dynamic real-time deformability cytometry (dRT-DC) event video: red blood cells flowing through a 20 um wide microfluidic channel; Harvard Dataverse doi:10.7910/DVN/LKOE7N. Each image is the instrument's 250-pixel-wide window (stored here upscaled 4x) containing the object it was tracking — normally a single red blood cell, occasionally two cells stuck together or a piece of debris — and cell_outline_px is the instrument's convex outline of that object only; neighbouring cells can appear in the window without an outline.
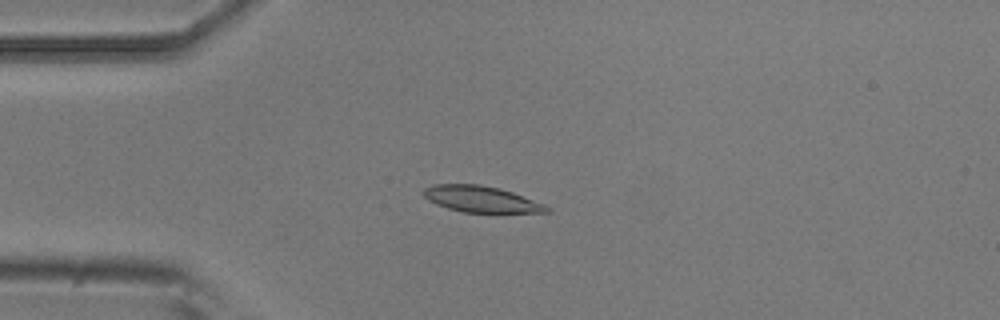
{"species": "common noctule bat (a hibernating species)", "species_latin": "Nyctalus noctula", "temperature_condition": "room temperature", "stored_images_in_passage": 6, "camera_frame_rate_fps": 3000, "um_per_image_px": 0.085, "animal": {"sex": "male", "body_mass_g": 20.5, "forearm_length_mm": 52.5}, "frame": {"image": 1, "passage_image": 2, "time_ms": 1.333, "image_size_px": [1000, 320], "cell_outline_px": [[552, 208], [548, 212], [464, 212], [448, 208], [436, 204], [428, 200], [420, 192], [424, 188], [432, 184], [480, 184], [500, 188], [512, 192], [544, 204]], "centroid_in_image_um": [40.85, 16.91], "position_along_channel_um": 44.1, "area_um2": 18.79}}
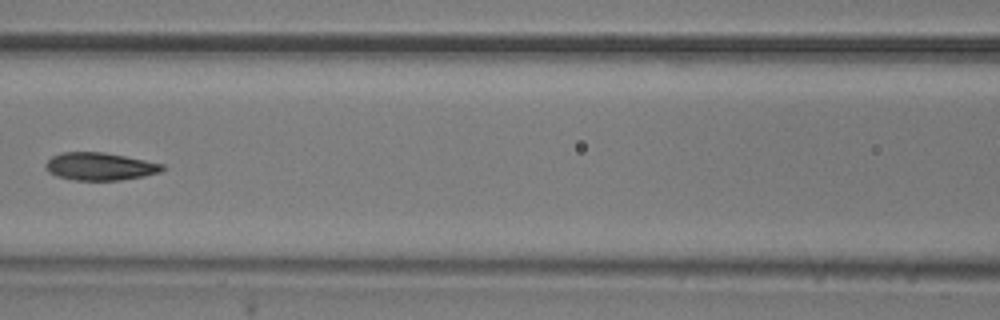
{"frame": {"image": 2, "passage_image": 5, "time_ms": 4.667, "image_size_px": [1000, 320], "cell_outline_px": [[164, 168], [160, 172], [144, 176], [120, 180], [72, 180], [56, 176], [48, 172], [44, 164], [52, 156], [60, 152], [104, 152], [164, 164]], "centroid_in_image_um": [8.45, 14.15], "position_along_channel_um": 158.1, "area_um2": 18.84}}
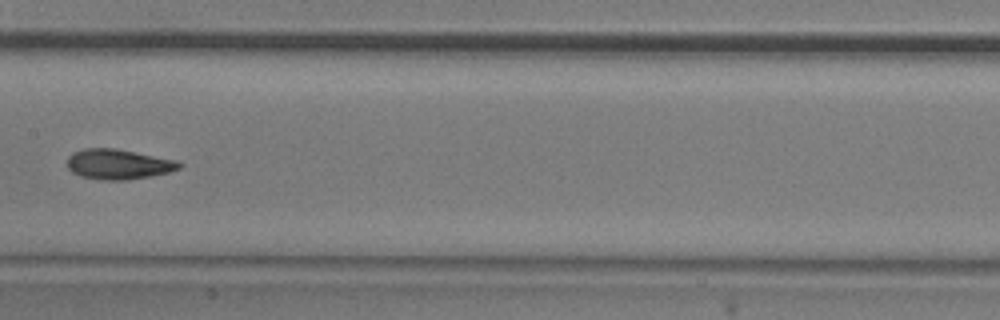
{"frame": {"image": 3, "passage_image": 6, "time_ms": 5.667, "image_size_px": [1000, 320], "cell_outline_px": [[184, 164], [180, 168], [168, 172], [128, 180], [100, 180], [80, 176], [72, 172], [68, 168], [68, 156], [72, 152], [84, 148], [116, 148], [180, 160]], "centroid_in_image_um": [10.08, 13.95], "position_along_channel_um": 197.3, "area_um2": 19.94}}